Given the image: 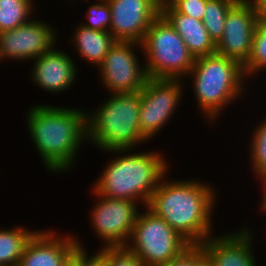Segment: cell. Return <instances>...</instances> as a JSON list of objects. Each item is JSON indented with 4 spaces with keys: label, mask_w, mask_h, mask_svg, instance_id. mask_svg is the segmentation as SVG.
I'll list each match as a JSON object with an SVG mask.
<instances>
[{
    "label": "cell",
    "mask_w": 266,
    "mask_h": 266,
    "mask_svg": "<svg viewBox=\"0 0 266 266\" xmlns=\"http://www.w3.org/2000/svg\"><path fill=\"white\" fill-rule=\"evenodd\" d=\"M27 110V132L46 172L64 175L74 169L87 144V110L36 103Z\"/></svg>",
    "instance_id": "6da1fadb"
},
{
    "label": "cell",
    "mask_w": 266,
    "mask_h": 266,
    "mask_svg": "<svg viewBox=\"0 0 266 266\" xmlns=\"http://www.w3.org/2000/svg\"><path fill=\"white\" fill-rule=\"evenodd\" d=\"M167 175L146 207L164 219L190 245H201L215 234L212 218L218 195L213 184L199 179L172 180Z\"/></svg>",
    "instance_id": "7a4b0ae2"
},
{
    "label": "cell",
    "mask_w": 266,
    "mask_h": 266,
    "mask_svg": "<svg viewBox=\"0 0 266 266\" xmlns=\"http://www.w3.org/2000/svg\"><path fill=\"white\" fill-rule=\"evenodd\" d=\"M132 151H104L114 156L107 162L91 189L104 197L135 201L145 209L162 178L169 173V162L157 149Z\"/></svg>",
    "instance_id": "3957f363"
},
{
    "label": "cell",
    "mask_w": 266,
    "mask_h": 266,
    "mask_svg": "<svg viewBox=\"0 0 266 266\" xmlns=\"http://www.w3.org/2000/svg\"><path fill=\"white\" fill-rule=\"evenodd\" d=\"M187 77L192 80L194 99L203 119L212 125L221 118L226 107L240 101L248 91L243 66L216 53L196 58Z\"/></svg>",
    "instance_id": "277c9868"
},
{
    "label": "cell",
    "mask_w": 266,
    "mask_h": 266,
    "mask_svg": "<svg viewBox=\"0 0 266 266\" xmlns=\"http://www.w3.org/2000/svg\"><path fill=\"white\" fill-rule=\"evenodd\" d=\"M140 105L141 91L105 97L94 111H87V142L103 152L137 150L148 141L140 131Z\"/></svg>",
    "instance_id": "5b68a950"
},
{
    "label": "cell",
    "mask_w": 266,
    "mask_h": 266,
    "mask_svg": "<svg viewBox=\"0 0 266 266\" xmlns=\"http://www.w3.org/2000/svg\"><path fill=\"white\" fill-rule=\"evenodd\" d=\"M141 46L148 78L185 80L195 62L182 37L161 14L151 23Z\"/></svg>",
    "instance_id": "8992f818"
},
{
    "label": "cell",
    "mask_w": 266,
    "mask_h": 266,
    "mask_svg": "<svg viewBox=\"0 0 266 266\" xmlns=\"http://www.w3.org/2000/svg\"><path fill=\"white\" fill-rule=\"evenodd\" d=\"M137 215L126 247L136 254L145 266H166L190 244L164 219L147 207Z\"/></svg>",
    "instance_id": "52a82bcc"
},
{
    "label": "cell",
    "mask_w": 266,
    "mask_h": 266,
    "mask_svg": "<svg viewBox=\"0 0 266 266\" xmlns=\"http://www.w3.org/2000/svg\"><path fill=\"white\" fill-rule=\"evenodd\" d=\"M137 48L142 51L141 43L116 41L109 49L97 67L101 85L107 89V93L132 94L143 89L148 75L145 63L135 54Z\"/></svg>",
    "instance_id": "ba28073f"
},
{
    "label": "cell",
    "mask_w": 266,
    "mask_h": 266,
    "mask_svg": "<svg viewBox=\"0 0 266 266\" xmlns=\"http://www.w3.org/2000/svg\"><path fill=\"white\" fill-rule=\"evenodd\" d=\"M184 82L182 79H147L141 90L138 118L140 131L148 141L161 133L175 115L183 99Z\"/></svg>",
    "instance_id": "9c48e42d"
},
{
    "label": "cell",
    "mask_w": 266,
    "mask_h": 266,
    "mask_svg": "<svg viewBox=\"0 0 266 266\" xmlns=\"http://www.w3.org/2000/svg\"><path fill=\"white\" fill-rule=\"evenodd\" d=\"M91 192L96 199L89 212V221L94 234L103 242L101 247L126 246L140 211V205L128 199L98 195L93 189Z\"/></svg>",
    "instance_id": "30bf717a"
},
{
    "label": "cell",
    "mask_w": 266,
    "mask_h": 266,
    "mask_svg": "<svg viewBox=\"0 0 266 266\" xmlns=\"http://www.w3.org/2000/svg\"><path fill=\"white\" fill-rule=\"evenodd\" d=\"M55 27L44 20L31 18L22 26L0 32V62H29L50 51L58 37Z\"/></svg>",
    "instance_id": "8fae6325"
},
{
    "label": "cell",
    "mask_w": 266,
    "mask_h": 266,
    "mask_svg": "<svg viewBox=\"0 0 266 266\" xmlns=\"http://www.w3.org/2000/svg\"><path fill=\"white\" fill-rule=\"evenodd\" d=\"M111 10L109 32L116 41L141 43L160 15L161 0H107Z\"/></svg>",
    "instance_id": "7c38bea8"
},
{
    "label": "cell",
    "mask_w": 266,
    "mask_h": 266,
    "mask_svg": "<svg viewBox=\"0 0 266 266\" xmlns=\"http://www.w3.org/2000/svg\"><path fill=\"white\" fill-rule=\"evenodd\" d=\"M258 18L249 0L236 2L228 11L224 32L216 43V54L238 61L242 66L251 54Z\"/></svg>",
    "instance_id": "4fadbf2b"
},
{
    "label": "cell",
    "mask_w": 266,
    "mask_h": 266,
    "mask_svg": "<svg viewBox=\"0 0 266 266\" xmlns=\"http://www.w3.org/2000/svg\"><path fill=\"white\" fill-rule=\"evenodd\" d=\"M254 235L249 226H243L234 232L208 237L201 246L209 266H257Z\"/></svg>",
    "instance_id": "5bb4252c"
},
{
    "label": "cell",
    "mask_w": 266,
    "mask_h": 266,
    "mask_svg": "<svg viewBox=\"0 0 266 266\" xmlns=\"http://www.w3.org/2000/svg\"><path fill=\"white\" fill-rule=\"evenodd\" d=\"M56 46L31 60L33 65L30 80L33 81L34 87H39L52 95L67 92L72 85L74 86L78 75V66L73 57Z\"/></svg>",
    "instance_id": "9a60e30c"
},
{
    "label": "cell",
    "mask_w": 266,
    "mask_h": 266,
    "mask_svg": "<svg viewBox=\"0 0 266 266\" xmlns=\"http://www.w3.org/2000/svg\"><path fill=\"white\" fill-rule=\"evenodd\" d=\"M54 229L37 230L27 241L18 266H62L75 252V234H63Z\"/></svg>",
    "instance_id": "2e32d148"
},
{
    "label": "cell",
    "mask_w": 266,
    "mask_h": 266,
    "mask_svg": "<svg viewBox=\"0 0 266 266\" xmlns=\"http://www.w3.org/2000/svg\"><path fill=\"white\" fill-rule=\"evenodd\" d=\"M160 14L182 37L195 59L215 54L216 44L201 20L176 12L165 0H161Z\"/></svg>",
    "instance_id": "e0dca14e"
},
{
    "label": "cell",
    "mask_w": 266,
    "mask_h": 266,
    "mask_svg": "<svg viewBox=\"0 0 266 266\" xmlns=\"http://www.w3.org/2000/svg\"><path fill=\"white\" fill-rule=\"evenodd\" d=\"M71 43L81 60L97 68L104 60L109 49L114 45L116 40L109 31L93 30L78 23L73 29ZM89 62V63H88Z\"/></svg>",
    "instance_id": "ac0fdd59"
},
{
    "label": "cell",
    "mask_w": 266,
    "mask_h": 266,
    "mask_svg": "<svg viewBox=\"0 0 266 266\" xmlns=\"http://www.w3.org/2000/svg\"><path fill=\"white\" fill-rule=\"evenodd\" d=\"M36 231L17 225L0 227V266H18L27 241Z\"/></svg>",
    "instance_id": "d6986e66"
},
{
    "label": "cell",
    "mask_w": 266,
    "mask_h": 266,
    "mask_svg": "<svg viewBox=\"0 0 266 266\" xmlns=\"http://www.w3.org/2000/svg\"><path fill=\"white\" fill-rule=\"evenodd\" d=\"M35 6L34 0H0V32L28 22L34 17Z\"/></svg>",
    "instance_id": "ffe728a7"
},
{
    "label": "cell",
    "mask_w": 266,
    "mask_h": 266,
    "mask_svg": "<svg viewBox=\"0 0 266 266\" xmlns=\"http://www.w3.org/2000/svg\"><path fill=\"white\" fill-rule=\"evenodd\" d=\"M266 70V21L258 20L253 38L251 54L243 65L244 75L248 80Z\"/></svg>",
    "instance_id": "44dd1931"
},
{
    "label": "cell",
    "mask_w": 266,
    "mask_h": 266,
    "mask_svg": "<svg viewBox=\"0 0 266 266\" xmlns=\"http://www.w3.org/2000/svg\"><path fill=\"white\" fill-rule=\"evenodd\" d=\"M236 0H207L202 22L216 44L223 35L226 17Z\"/></svg>",
    "instance_id": "7402d4cb"
},
{
    "label": "cell",
    "mask_w": 266,
    "mask_h": 266,
    "mask_svg": "<svg viewBox=\"0 0 266 266\" xmlns=\"http://www.w3.org/2000/svg\"><path fill=\"white\" fill-rule=\"evenodd\" d=\"M264 118L254 127L250 135L251 140L249 139L250 144L247 145L250 168L255 178L266 173V116Z\"/></svg>",
    "instance_id": "603a6c76"
},
{
    "label": "cell",
    "mask_w": 266,
    "mask_h": 266,
    "mask_svg": "<svg viewBox=\"0 0 266 266\" xmlns=\"http://www.w3.org/2000/svg\"><path fill=\"white\" fill-rule=\"evenodd\" d=\"M95 3L89 4L86 10V20L81 25L84 27L99 30L109 31L111 23V10L107 0H96ZM85 23V24H84Z\"/></svg>",
    "instance_id": "cb8c5ba5"
},
{
    "label": "cell",
    "mask_w": 266,
    "mask_h": 266,
    "mask_svg": "<svg viewBox=\"0 0 266 266\" xmlns=\"http://www.w3.org/2000/svg\"><path fill=\"white\" fill-rule=\"evenodd\" d=\"M99 250L108 258V266H145L126 246L100 247Z\"/></svg>",
    "instance_id": "d4e9b609"
},
{
    "label": "cell",
    "mask_w": 266,
    "mask_h": 266,
    "mask_svg": "<svg viewBox=\"0 0 266 266\" xmlns=\"http://www.w3.org/2000/svg\"><path fill=\"white\" fill-rule=\"evenodd\" d=\"M166 266H209L201 245H190Z\"/></svg>",
    "instance_id": "484cf974"
},
{
    "label": "cell",
    "mask_w": 266,
    "mask_h": 266,
    "mask_svg": "<svg viewBox=\"0 0 266 266\" xmlns=\"http://www.w3.org/2000/svg\"><path fill=\"white\" fill-rule=\"evenodd\" d=\"M176 12L203 20L207 0H165Z\"/></svg>",
    "instance_id": "4316f807"
},
{
    "label": "cell",
    "mask_w": 266,
    "mask_h": 266,
    "mask_svg": "<svg viewBox=\"0 0 266 266\" xmlns=\"http://www.w3.org/2000/svg\"><path fill=\"white\" fill-rule=\"evenodd\" d=\"M76 237L77 246L82 248V266H108V258L98 249L96 253H87L85 245Z\"/></svg>",
    "instance_id": "83f0119b"
},
{
    "label": "cell",
    "mask_w": 266,
    "mask_h": 266,
    "mask_svg": "<svg viewBox=\"0 0 266 266\" xmlns=\"http://www.w3.org/2000/svg\"><path fill=\"white\" fill-rule=\"evenodd\" d=\"M255 11L258 20L266 21V0H249Z\"/></svg>",
    "instance_id": "f1b7e54d"
},
{
    "label": "cell",
    "mask_w": 266,
    "mask_h": 266,
    "mask_svg": "<svg viewBox=\"0 0 266 266\" xmlns=\"http://www.w3.org/2000/svg\"><path fill=\"white\" fill-rule=\"evenodd\" d=\"M62 266H82V248L77 247Z\"/></svg>",
    "instance_id": "f546056e"
},
{
    "label": "cell",
    "mask_w": 266,
    "mask_h": 266,
    "mask_svg": "<svg viewBox=\"0 0 266 266\" xmlns=\"http://www.w3.org/2000/svg\"><path fill=\"white\" fill-rule=\"evenodd\" d=\"M257 182L259 180L260 185H261V189L262 190V200L260 201L261 204H259V209L261 212H263L264 214L266 213V173L262 174L261 176L257 177Z\"/></svg>",
    "instance_id": "4dcf8cb0"
}]
</instances>
